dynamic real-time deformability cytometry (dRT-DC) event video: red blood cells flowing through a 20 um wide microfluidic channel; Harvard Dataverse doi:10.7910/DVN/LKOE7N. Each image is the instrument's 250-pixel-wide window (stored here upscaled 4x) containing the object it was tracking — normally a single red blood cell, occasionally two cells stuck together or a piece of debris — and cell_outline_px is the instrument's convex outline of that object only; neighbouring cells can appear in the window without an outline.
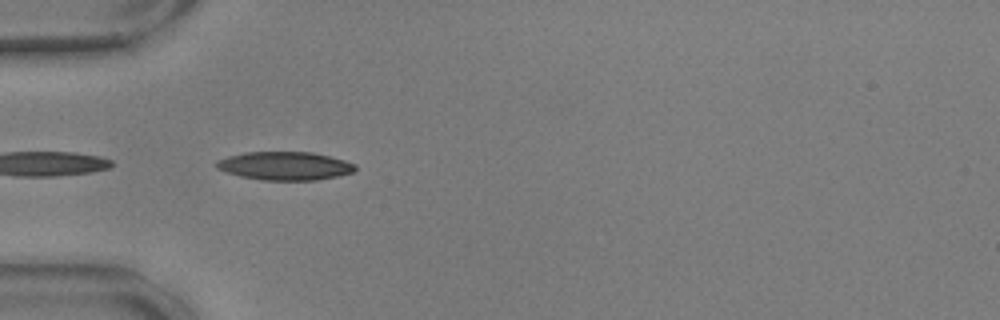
{"species": "common noctule bat (a hibernating species)", "species_latin": "Nyctalus noctula", "temperature_condition": "warm", "stored_images_in_passage": 25, "camera_frame_rate_fps": 3000, "um_per_image_px": 0.085, "animal": {"sex": "male", "body_mass_g": 17.9, "forearm_length_mm": 54.2}, "frame": {"image": 1, "passage_image": 1, "time_ms": 0.0, "image_size_px": [1000, 320], "cell_outline_px": [[356, 168], [352, 172], [336, 176], [316, 180], [260, 180], [240, 176], [216, 168], [216, 160], [228, 156], [244, 152], [312, 152], [344, 160], [356, 164]], "centroid_in_image_um": [24.19, 14.09], "position_along_channel_um": 60.8, "area_um2": 22.83}}